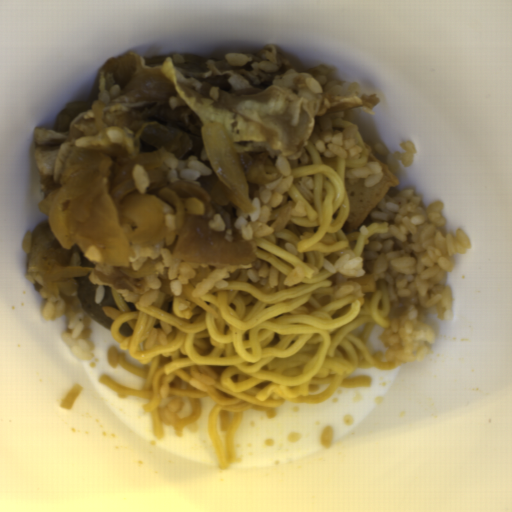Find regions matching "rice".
Returning a JSON list of instances; mask_svg holds the SVG:
<instances>
[{"label": "rice", "instance_id": "6", "mask_svg": "<svg viewBox=\"0 0 512 512\" xmlns=\"http://www.w3.org/2000/svg\"><path fill=\"white\" fill-rule=\"evenodd\" d=\"M401 147L403 151L392 152L387 146L377 142L373 149L375 156L386 163L388 170L393 173L399 164L407 168L415 160L416 145L414 142L405 141Z\"/></svg>", "mask_w": 512, "mask_h": 512}, {"label": "rice", "instance_id": "5", "mask_svg": "<svg viewBox=\"0 0 512 512\" xmlns=\"http://www.w3.org/2000/svg\"><path fill=\"white\" fill-rule=\"evenodd\" d=\"M357 134L358 128L354 126L345 131L323 130L317 136L315 146L325 158L346 160L362 151L356 142Z\"/></svg>", "mask_w": 512, "mask_h": 512}, {"label": "rice", "instance_id": "7", "mask_svg": "<svg viewBox=\"0 0 512 512\" xmlns=\"http://www.w3.org/2000/svg\"><path fill=\"white\" fill-rule=\"evenodd\" d=\"M382 176L383 170L379 161L370 160L365 165L345 171L346 181L348 179L353 182L364 181L366 187L375 186L380 182Z\"/></svg>", "mask_w": 512, "mask_h": 512}, {"label": "rice", "instance_id": "1", "mask_svg": "<svg viewBox=\"0 0 512 512\" xmlns=\"http://www.w3.org/2000/svg\"><path fill=\"white\" fill-rule=\"evenodd\" d=\"M444 206L439 201L424 206L411 189L386 193L370 211L387 221L386 231L373 232L361 255L347 247L324 259L325 270L336 276L333 299L353 296L364 302L384 281L390 323L382 341L388 362L408 366L422 360L435 340L426 317L455 316L452 289L444 277L453 270L455 254L471 250V240L464 229L445 232Z\"/></svg>", "mask_w": 512, "mask_h": 512}, {"label": "rice", "instance_id": "3", "mask_svg": "<svg viewBox=\"0 0 512 512\" xmlns=\"http://www.w3.org/2000/svg\"><path fill=\"white\" fill-rule=\"evenodd\" d=\"M279 177L270 183L262 185L251 198L253 210L244 212L238 208L234 226L246 241L270 235L274 228L268 225L273 212L282 203L283 196L290 190L294 177L292 167L283 154L277 159Z\"/></svg>", "mask_w": 512, "mask_h": 512}, {"label": "rice", "instance_id": "4", "mask_svg": "<svg viewBox=\"0 0 512 512\" xmlns=\"http://www.w3.org/2000/svg\"><path fill=\"white\" fill-rule=\"evenodd\" d=\"M41 313L48 320L65 317L66 323L61 333L63 343L80 361L90 360L94 354L91 340L94 320L81 307L77 290L61 295L51 294L47 297Z\"/></svg>", "mask_w": 512, "mask_h": 512}, {"label": "rice", "instance_id": "2", "mask_svg": "<svg viewBox=\"0 0 512 512\" xmlns=\"http://www.w3.org/2000/svg\"><path fill=\"white\" fill-rule=\"evenodd\" d=\"M160 201V200H159ZM165 216L167 234L153 246H132L129 248L127 265L140 267L146 259H152L153 272L148 276L146 288L134 291L119 287L122 298L138 306L149 305L159 293L181 295L190 292L192 296L204 295L211 288L227 287L225 279L233 271H243L253 282L265 286H277L280 282L277 267L258 260L252 264H229L222 262H182L169 250L177 233L175 212L168 204L160 201Z\"/></svg>", "mask_w": 512, "mask_h": 512}]
</instances>
